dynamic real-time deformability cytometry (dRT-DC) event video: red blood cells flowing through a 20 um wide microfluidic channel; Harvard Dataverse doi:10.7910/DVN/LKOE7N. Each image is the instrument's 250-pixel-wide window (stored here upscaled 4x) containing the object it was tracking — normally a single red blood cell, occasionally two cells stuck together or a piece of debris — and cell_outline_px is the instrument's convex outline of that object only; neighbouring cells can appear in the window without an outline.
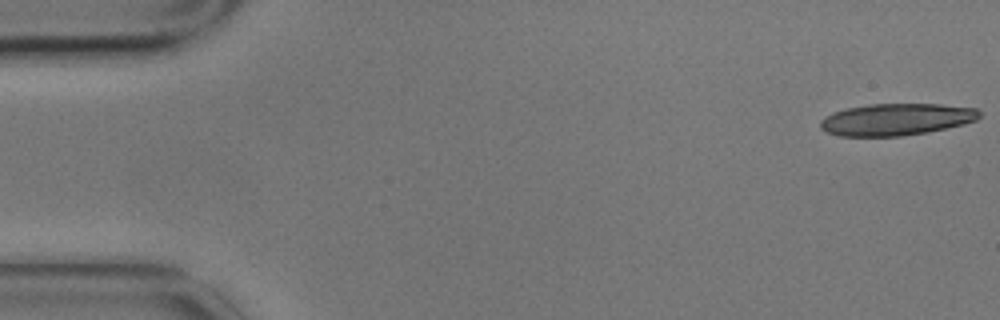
{"species": "common noctule bat (a hibernating species)", "species_latin": "Nyctalus noctula", "temperature_condition": "cold", "stored_images_in_passage": 3, "camera_frame_rate_fps": 3000, "um_per_image_px": 0.085, "animal": {"sex": "male", "body_mass_g": 17.9}, "frame": {"image": 1, "passage_image": 1, "time_ms": 0.0, "image_size_px": [1000, 320], "cell_outline_px": [[980, 116], [976, 120], [964, 124], [928, 132], [900, 136], [836, 136], [824, 132], [820, 128], [820, 120], [824, 116], [832, 112], [844, 108], [868, 104], [940, 104], [976, 108], [980, 112]], "centroid_in_image_um": [76.12, 10.15], "position_along_channel_um": 8.9, "area_um2": 29.88}}